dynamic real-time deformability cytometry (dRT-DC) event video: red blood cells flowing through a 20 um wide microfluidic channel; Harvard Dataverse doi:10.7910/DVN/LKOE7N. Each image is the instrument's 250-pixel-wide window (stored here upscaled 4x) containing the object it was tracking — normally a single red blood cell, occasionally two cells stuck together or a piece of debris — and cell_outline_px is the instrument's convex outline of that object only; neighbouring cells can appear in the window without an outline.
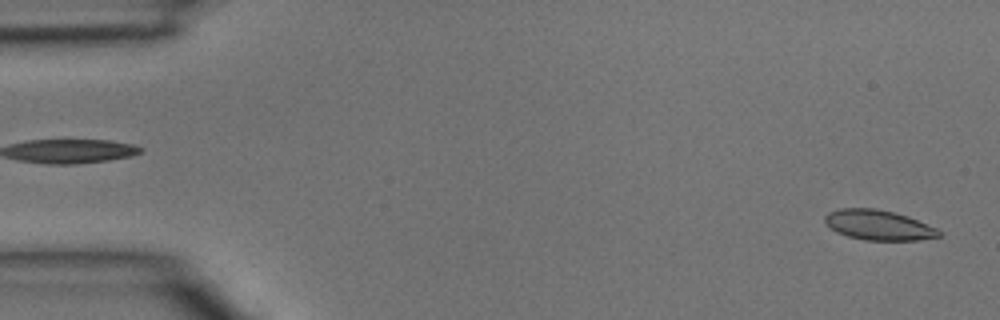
{"species": "common noctule bat (a hibernating species)", "species_latin": "Nyctalus noctula", "temperature_condition": "room temperature", "stored_images_in_passage": 3, "camera_frame_rate_fps": 3000, "um_per_image_px": 0.085, "animal": {"sex": "male", "body_mass_g": 15.6}, "frame": {"image": 1, "passage_image": 3, "time_ms": 0.667, "image_size_px": [1000, 320], "cell_outline_px": [[940, 236], [916, 240], [864, 240], [848, 236], [836, 232], [824, 220], [824, 216], [828, 212], [840, 208], [876, 208], [908, 216], [936, 228], [940, 232]], "centroid_in_image_um": [74.64, 19.12], "position_along_channel_um": 10.4, "area_um2": 19.77}}